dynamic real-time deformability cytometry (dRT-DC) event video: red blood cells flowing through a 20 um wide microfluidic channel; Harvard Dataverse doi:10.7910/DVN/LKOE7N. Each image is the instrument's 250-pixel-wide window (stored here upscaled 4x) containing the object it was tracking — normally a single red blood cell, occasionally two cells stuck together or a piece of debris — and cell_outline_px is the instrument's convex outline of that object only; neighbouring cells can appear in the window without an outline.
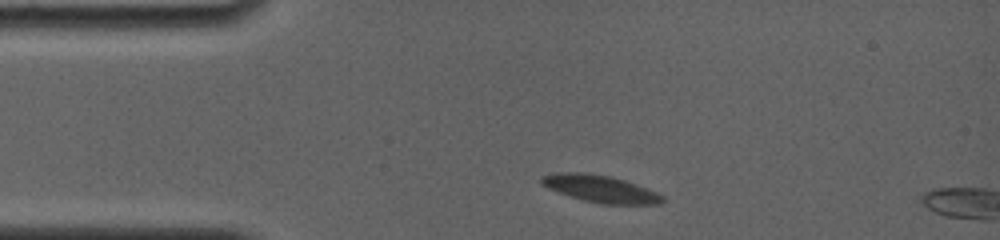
{"species": "common noctule bat (a hibernating species)", "species_latin": "Nyctalus noctula", "temperature_condition": "room temperature", "stored_images_in_passage": 2, "camera_frame_rate_fps": 4000, "um_per_image_px": 0.085, "animal": {"sex": "female", "body_mass_g": 19.0, "forearm_length_mm": 56.7}, "frame": {"image": 1, "passage_image": 1, "time_ms": 0.0, "image_size_px": [1000, 240], "cell_outline_px": [[664, 200], [660, 204], [600, 204], [584, 200], [548, 188], [540, 184], [540, 176], [552, 172], [588, 172], [612, 176], [648, 188], [664, 196]], "centroid_in_image_um": [51.01, 16.02], "position_along_channel_um": 34.0, "area_um2": 19.31}}